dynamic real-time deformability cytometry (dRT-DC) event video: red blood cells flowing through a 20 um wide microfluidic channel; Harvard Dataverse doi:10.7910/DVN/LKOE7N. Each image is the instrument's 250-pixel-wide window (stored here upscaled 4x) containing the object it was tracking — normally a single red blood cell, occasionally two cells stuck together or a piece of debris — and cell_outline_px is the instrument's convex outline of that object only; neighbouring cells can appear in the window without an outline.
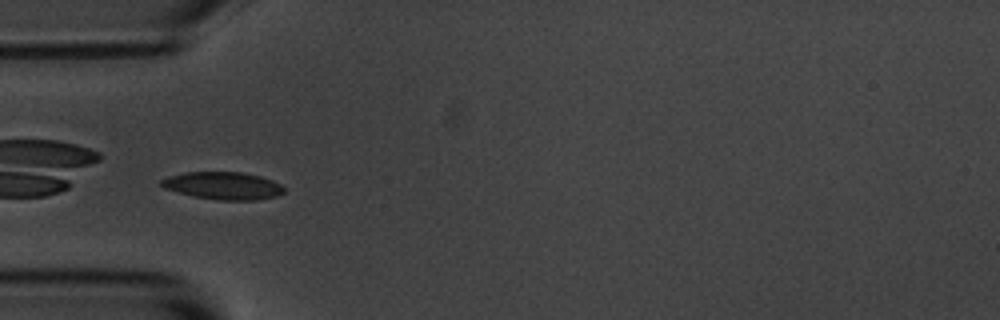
{"species": "common noctule bat (a hibernating species)", "species_latin": "Nyctalus noctula", "temperature_condition": "room temperature", "stored_images_in_passage": 9, "camera_frame_rate_fps": 3000, "um_per_image_px": 0.085, "animal": {"sex": "male", "body_mass_g": 20.1, "forearm_length_mm": 53.5}, "frame": {"image": 1, "passage_image": 4, "time_ms": 3.333, "image_size_px": [1000, 320], "cell_outline_px": [[284, 192], [276, 196], [256, 200], [216, 200], [192, 196], [164, 188], [160, 184], [160, 180], [172, 176], [188, 172], [240, 172], [260, 176], [272, 180], [280, 184], [284, 188]], "centroid_in_image_um": [18.98, 15.79], "position_along_channel_um": 66.0, "area_um2": 19.54}}
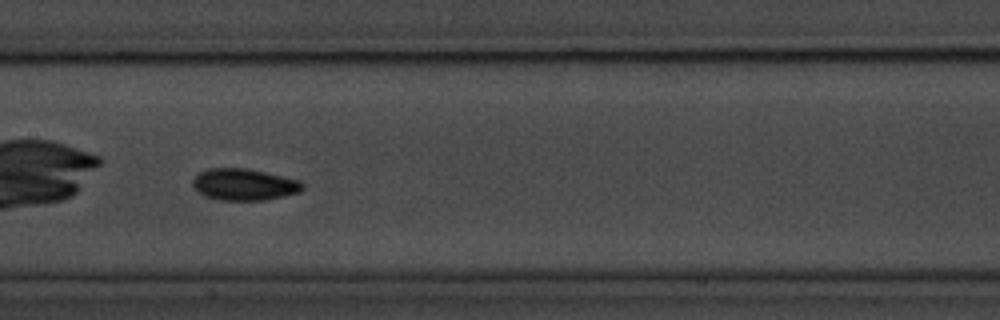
{"frame": {"image": 2, "passage_image": 7, "time_ms": 6.667, "image_size_px": [1000, 320], "cell_outline_px": [[304, 188], [300, 192], [284, 196], [264, 200], [220, 200], [204, 196], [192, 184], [192, 180], [200, 172], [208, 168], [248, 168], [300, 180], [304, 184]], "centroid_in_image_um": [20.78, 15.68], "position_along_channel_um": 186.6, "area_um2": 20.29}}
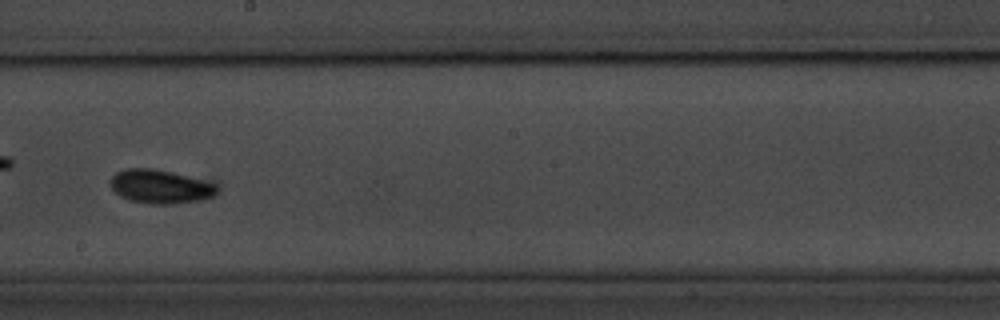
{"frame": {"image": 3, "passage_image": 8, "time_ms": 8.0, "image_size_px": [1000, 320], "cell_outline_px": [[220, 188], [212, 196], [200, 200], [176, 204], [152, 204], [128, 200], [120, 196], [108, 184], [112, 176], [116, 172], [124, 168], [152, 168], [172, 172], [216, 184]], "centroid_in_image_um": [13.58, 15.86], "position_along_channel_um": 234.6, "area_um2": 21.04}}